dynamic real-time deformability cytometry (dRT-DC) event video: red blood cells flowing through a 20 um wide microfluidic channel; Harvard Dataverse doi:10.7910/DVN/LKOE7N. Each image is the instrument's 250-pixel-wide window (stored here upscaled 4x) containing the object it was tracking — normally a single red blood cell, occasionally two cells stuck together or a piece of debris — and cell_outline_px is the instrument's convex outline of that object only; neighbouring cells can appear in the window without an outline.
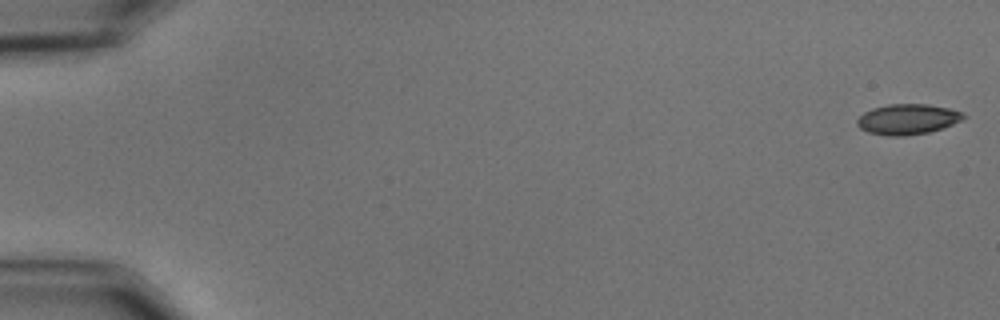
{"species": "common noctule bat (a hibernating species)", "species_latin": "Nyctalus noctula", "temperature_condition": "cold", "stored_images_in_passage": 54, "camera_frame_rate_fps": 3000, "um_per_image_px": 0.085, "animal": {"sex": "male", "body_mass_g": 15.6}, "frame": {"image": 1, "passage_image": 1, "time_ms": 0.0, "image_size_px": [1000, 320], "cell_outline_px": [[968, 116], [952, 124], [928, 132], [904, 136], [888, 136], [868, 132], [860, 128], [856, 124], [856, 120], [864, 112], [872, 108], [888, 104], [928, 104], [948, 108], [964, 112]], "centroid_in_image_um": [77.13, 10.12], "position_along_channel_um": 7.9, "area_um2": 18.84}}
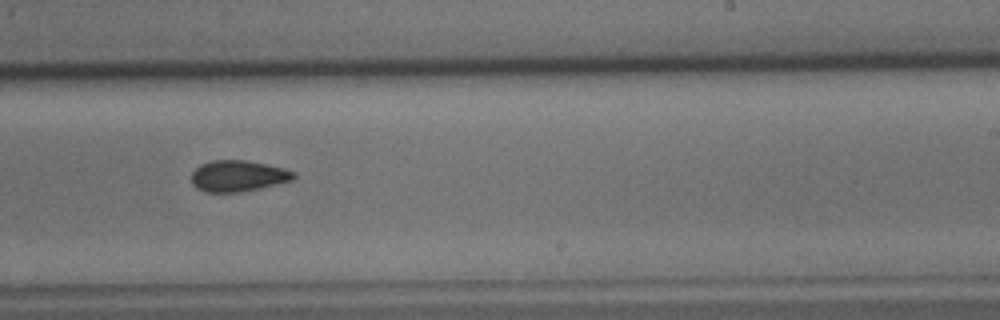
{"frame": {"image": 2, "passage_image": 36, "time_ms": 11.667, "image_size_px": [1000, 320], "cell_outline_px": [[296, 176], [292, 180], [256, 188], [236, 192], [204, 192], [196, 188], [192, 184], [192, 172], [200, 164], [212, 160], [248, 160], [268, 164], [284, 168], [296, 172]], "centroid_in_image_um": [20.21, 14.93], "position_along_channel_um": 268.8, "area_um2": 18.5}}
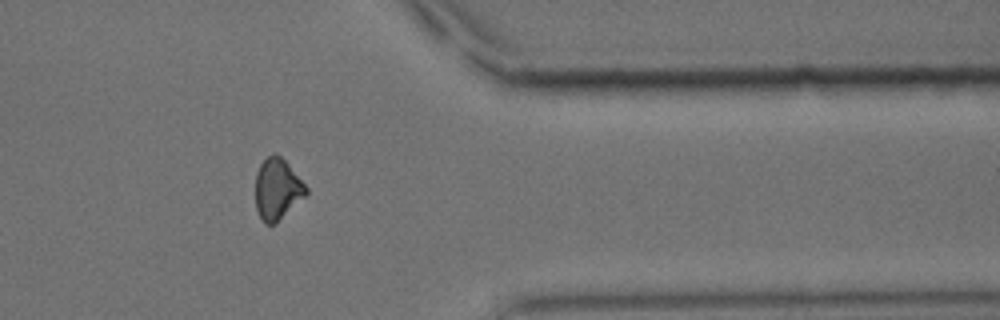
{"frame": {"image": 3, "passage_image": 47, "time_ms": 15.333, "image_size_px": [1000, 320], "cell_outline_px": [[308, 192], [276, 224], [264, 224], [260, 220], [256, 208], [256, 172], [260, 164], [268, 156], [276, 152], [288, 164], [308, 188]], "centroid_in_image_um": [23.55, 16.09], "position_along_channel_um": 387.9, "area_um2": 17.98}}